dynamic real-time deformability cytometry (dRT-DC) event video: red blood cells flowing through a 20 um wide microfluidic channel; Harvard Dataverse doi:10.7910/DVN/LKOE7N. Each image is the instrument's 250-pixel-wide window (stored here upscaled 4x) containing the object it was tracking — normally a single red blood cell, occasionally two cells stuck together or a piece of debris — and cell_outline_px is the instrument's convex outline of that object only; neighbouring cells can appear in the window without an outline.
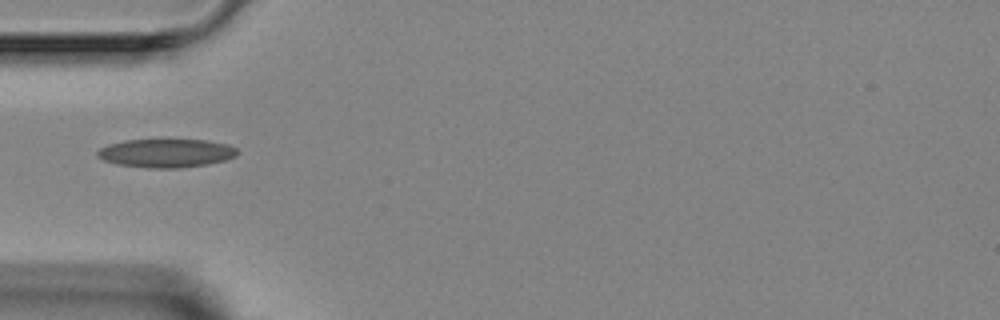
{"species": "Egyptian fruit bat (a non-hibernating species)", "species_latin": "Rousettus aegyptiacus", "temperature_condition": "room temperature", "stored_images_in_passage": 2, "camera_frame_rate_fps": 3000, "um_per_image_px": 0.085, "animal": {"sex": "female"}, "frame": {"image": 1, "passage_image": 2, "time_ms": 1.0, "image_size_px": [1000, 320], "cell_outline_px": [[240, 152], [236, 156], [228, 160], [180, 168], [144, 168], [120, 164], [104, 160], [96, 156], [96, 152], [100, 148], [108, 144], [124, 140], [208, 140], [228, 144], [236, 148]], "centroid_in_image_um": [14.15, 13.01], "position_along_channel_um": 70.9, "area_um2": 23.35}}